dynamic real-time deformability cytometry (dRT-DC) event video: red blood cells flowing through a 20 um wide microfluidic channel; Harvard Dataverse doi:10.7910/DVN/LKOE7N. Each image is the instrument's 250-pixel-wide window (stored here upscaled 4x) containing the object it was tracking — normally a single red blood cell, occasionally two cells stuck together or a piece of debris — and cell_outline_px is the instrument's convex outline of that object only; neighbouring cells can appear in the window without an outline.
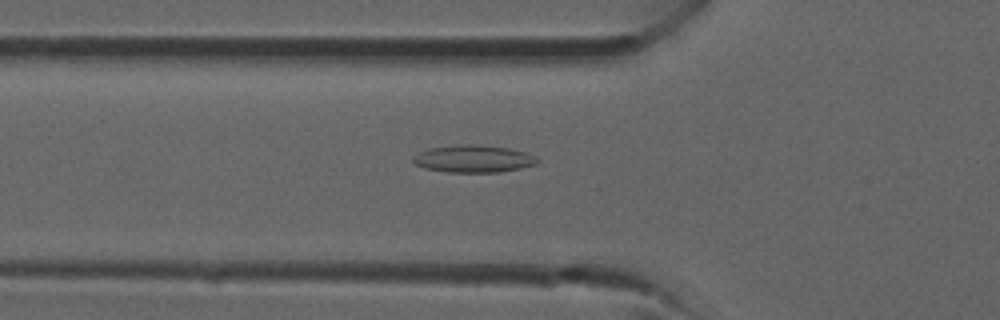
{"species": "common noctule bat (a hibernating species)", "species_latin": "Nyctalus noctula", "temperature_condition": "room temperature", "stored_images_in_passage": 37, "camera_frame_rate_fps": 3000, "um_per_image_px": 0.085, "animal": {"sex": "male", "forearm_length_mm": 52.5}, "frame": {"image": 1, "passage_image": 13, "time_ms": 4.0, "image_size_px": [1000, 320], "cell_outline_px": [[540, 160], [536, 164], [520, 168], [500, 172], [448, 172], [424, 168], [416, 164], [412, 160], [412, 156], [428, 148], [460, 144], [476, 144], [508, 148], [524, 152], [536, 156]], "centroid_in_image_um": [40.23, 13.49], "position_along_channel_um": 85.6, "area_um2": 19.83}}
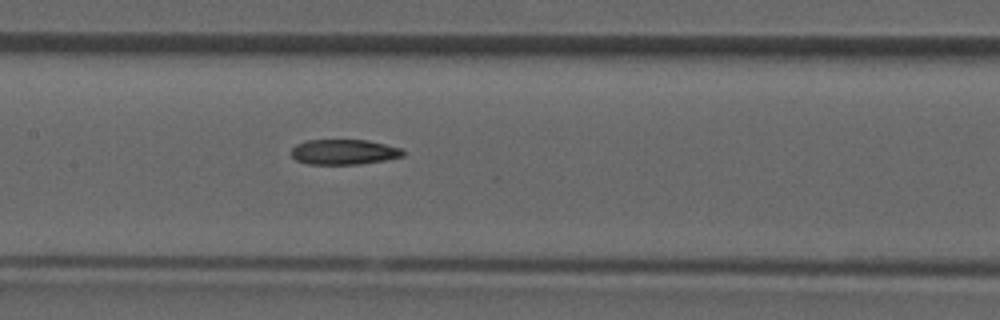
{"frame": {"image": 2, "passage_image": 18, "time_ms": 5.667, "image_size_px": [1000, 320], "cell_outline_px": [[404, 156], [384, 160], [360, 164], [308, 164], [296, 160], [292, 156], [292, 148], [296, 144], [308, 140], [368, 140], [400, 148], [404, 152]], "centroid_in_image_um": [29.22, 12.92], "position_along_channel_um": 178.2, "area_um2": 16.3}}
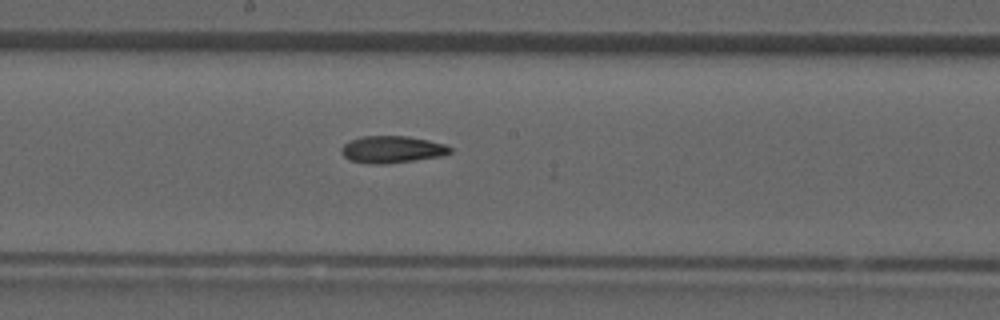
{"frame": {"image": 3, "passage_image": 20, "time_ms": 6.333, "image_size_px": [1000, 320], "cell_outline_px": [[452, 152], [440, 156], [384, 164], [368, 164], [348, 160], [340, 152], [340, 148], [348, 140], [364, 136], [408, 136], [428, 140], [444, 144], [452, 148]], "centroid_in_image_um": [33.26, 12.7], "position_along_channel_um": 214.9, "area_um2": 17.17}}